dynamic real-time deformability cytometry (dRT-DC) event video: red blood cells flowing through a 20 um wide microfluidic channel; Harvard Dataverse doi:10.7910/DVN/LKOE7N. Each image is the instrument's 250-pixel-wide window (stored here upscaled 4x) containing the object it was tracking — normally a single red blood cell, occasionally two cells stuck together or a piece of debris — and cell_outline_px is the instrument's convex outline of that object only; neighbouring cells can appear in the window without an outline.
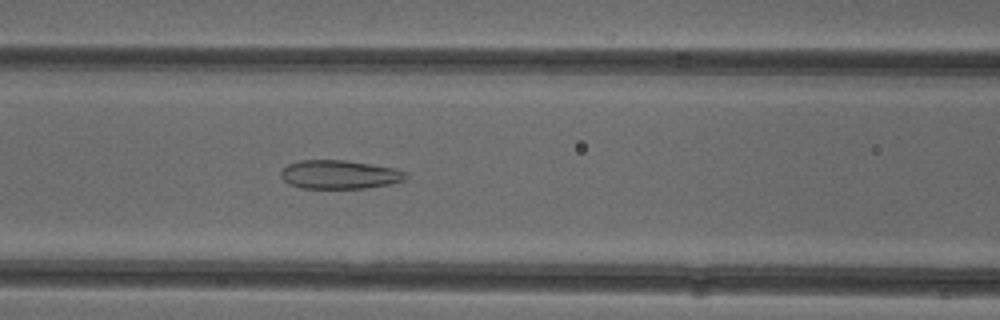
{"species": "common noctule bat (a hibernating species)", "species_latin": "Nyctalus noctula", "temperature_condition": "cold", "stored_images_in_passage": 36, "camera_frame_rate_fps": 3000, "um_per_image_px": 0.085, "animal": {"sex": "female"}, "frame": {"image": 1, "passage_image": 18, "time_ms": 5.667, "image_size_px": [1000, 320], "cell_outline_px": [[408, 176], [404, 180], [388, 184], [368, 188], [300, 188], [288, 184], [280, 176], [280, 172], [288, 164], [300, 160], [348, 160], [396, 168], [404, 172]], "centroid_in_image_um": [28.84, 14.83], "position_along_channel_um": 137.8, "area_um2": 20.98}}
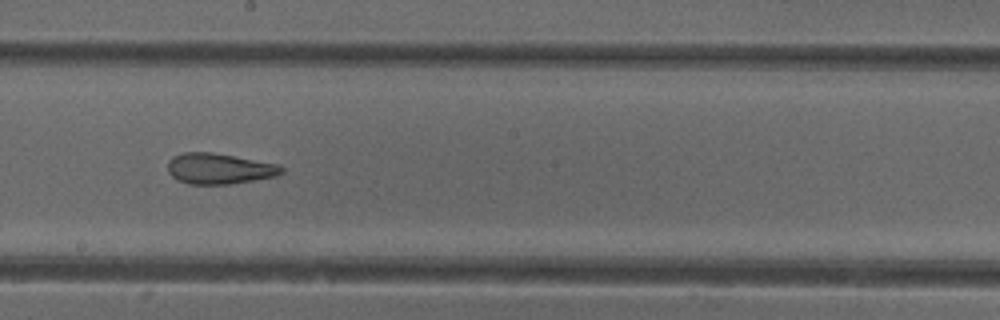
{"frame": {"image": 2, "passage_image": 25, "time_ms": 8.0, "image_size_px": [1000, 320], "cell_outline_px": [[284, 172], [276, 176], [228, 184], [188, 184], [176, 180], [168, 172], [168, 160], [172, 156], [184, 152], [212, 152], [280, 164], [284, 168]], "centroid_in_image_um": [18.62, 14.33], "position_along_channel_um": 229.6, "area_um2": 20.52}}
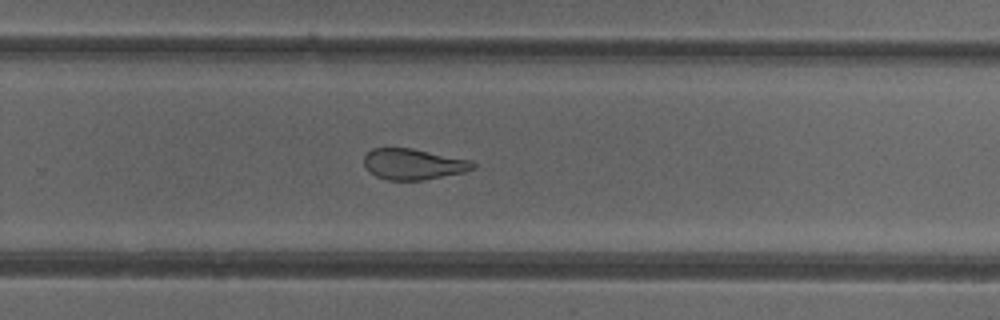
{"frame": {"image": 3, "passage_image": 30, "time_ms": 9.667, "image_size_px": [1000, 320], "cell_outline_px": [[476, 168], [464, 172], [424, 180], [388, 180], [376, 176], [368, 172], [364, 168], [364, 156], [372, 148], [412, 148], [472, 160], [476, 164]], "centroid_in_image_um": [35.13, 13.95], "position_along_channel_um": 294.7, "area_um2": 19.83}}